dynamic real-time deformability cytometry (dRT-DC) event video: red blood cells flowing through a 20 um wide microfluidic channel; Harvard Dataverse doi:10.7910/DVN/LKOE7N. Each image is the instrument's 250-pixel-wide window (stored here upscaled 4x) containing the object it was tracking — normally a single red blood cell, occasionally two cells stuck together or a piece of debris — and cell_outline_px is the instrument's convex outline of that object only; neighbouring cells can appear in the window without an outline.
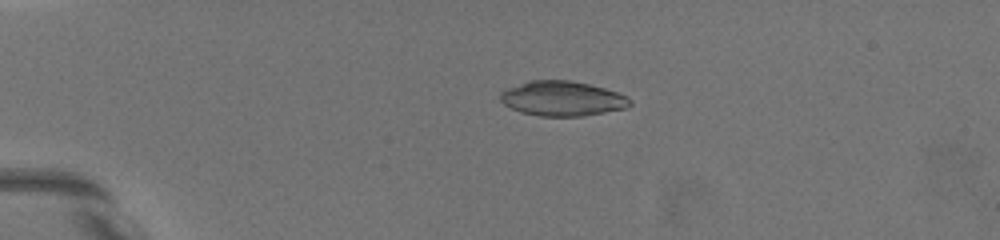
{"species": "common noctule bat (a hibernating species)", "species_latin": "Nyctalus noctula", "temperature_condition": "warm", "stored_images_in_passage": 85, "camera_frame_rate_fps": 3000, "um_per_image_px": 0.085, "animal": {"sex": "female", "body_mass_g": 19.5, "forearm_length_mm": 54.1}, "frame": {"image": 1, "passage_image": 1, "time_ms": 0.0, "image_size_px": [1000, 240], "cell_outline_px": [[632, 104], [628, 108], [584, 116], [540, 116], [520, 112], [504, 104], [500, 100], [500, 92], [508, 88], [532, 80], [572, 80], [604, 88], [628, 96], [632, 100]], "centroid_in_image_um": [47.84, 8.38], "position_along_channel_um": 37.2, "area_um2": 26.36}}
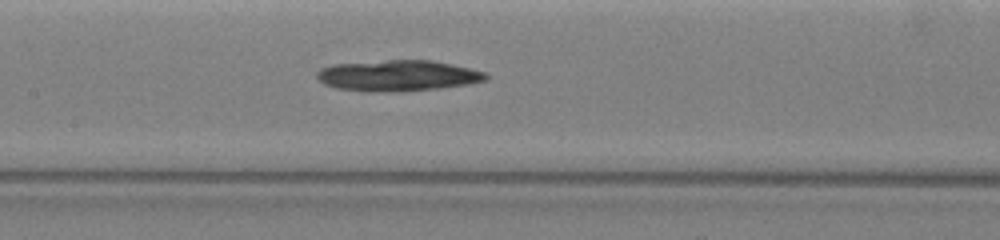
{"frame": {"image": 2, "passage_image": 34, "time_ms": 5.333, "image_size_px": [1000, 240], "cell_outline_px": [[488, 76], [484, 80], [468, 84], [440, 88], [396, 92], [368, 92], [336, 88], [324, 84], [316, 76], [324, 68], [332, 64], [388, 60], [432, 60], [452, 64], [488, 72]], "centroid_in_image_um": [33.85, 6.43], "position_along_channel_um": 173.6, "area_um2": 30.46}}
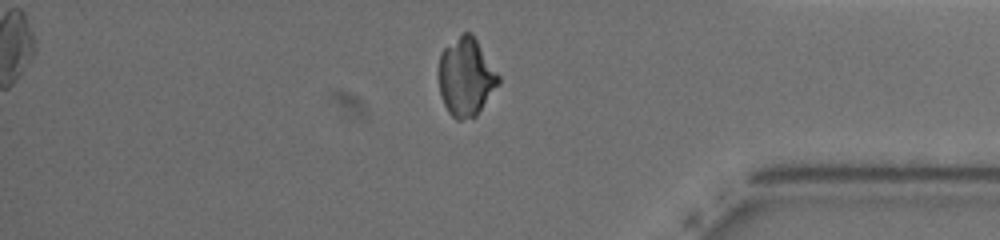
{"frame": {"image": 3, "passage_image": 75, "time_ms": 12.0, "image_size_px": [1000, 240], "cell_outline_px": [[500, 84], [476, 116], [460, 120], [456, 120], [448, 112], [440, 96], [440, 52], [444, 48], [464, 32], [468, 32], [476, 40], [500, 76]], "centroid_in_image_um": [39.63, 6.59], "position_along_channel_um": 395.6, "area_um2": 26.88}}